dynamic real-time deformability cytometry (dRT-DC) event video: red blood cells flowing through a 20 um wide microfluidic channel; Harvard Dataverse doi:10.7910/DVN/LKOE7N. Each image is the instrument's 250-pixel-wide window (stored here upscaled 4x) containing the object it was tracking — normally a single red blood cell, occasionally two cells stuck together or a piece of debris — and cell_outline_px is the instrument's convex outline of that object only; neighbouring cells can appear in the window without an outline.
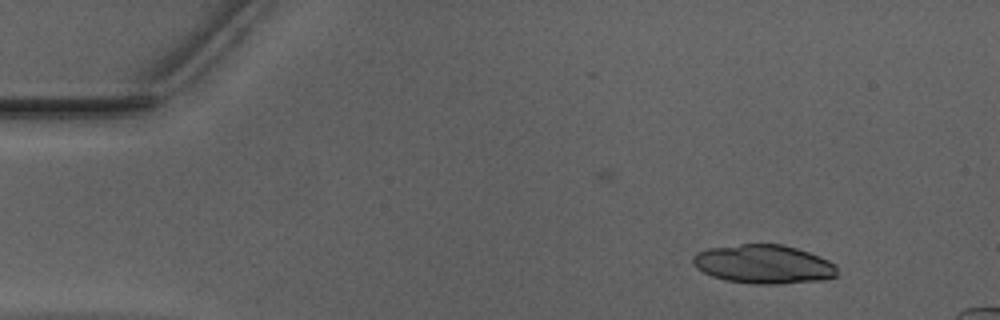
{"species": "Egyptian fruit bat (a non-hibernating species)", "species_latin": "Rousettus aegyptiacus", "temperature_condition": "warm", "stored_images_in_passage": 11, "camera_frame_rate_fps": 3000, "um_per_image_px": 0.085, "animal": {"sex": "male"}, "frame": {"image": 1, "passage_image": 1, "time_ms": 0.0, "image_size_px": [1000, 320], "cell_outline_px": [[836, 276], [824, 280], [780, 284], [752, 284], [724, 280], [712, 276], [696, 268], [692, 264], [692, 256], [696, 252], [708, 248], [740, 244], [780, 244], [796, 248], [820, 256], [836, 264]], "centroid_in_image_um": [64.88, 22.46], "position_along_channel_um": 20.1, "area_um2": 32.89}}